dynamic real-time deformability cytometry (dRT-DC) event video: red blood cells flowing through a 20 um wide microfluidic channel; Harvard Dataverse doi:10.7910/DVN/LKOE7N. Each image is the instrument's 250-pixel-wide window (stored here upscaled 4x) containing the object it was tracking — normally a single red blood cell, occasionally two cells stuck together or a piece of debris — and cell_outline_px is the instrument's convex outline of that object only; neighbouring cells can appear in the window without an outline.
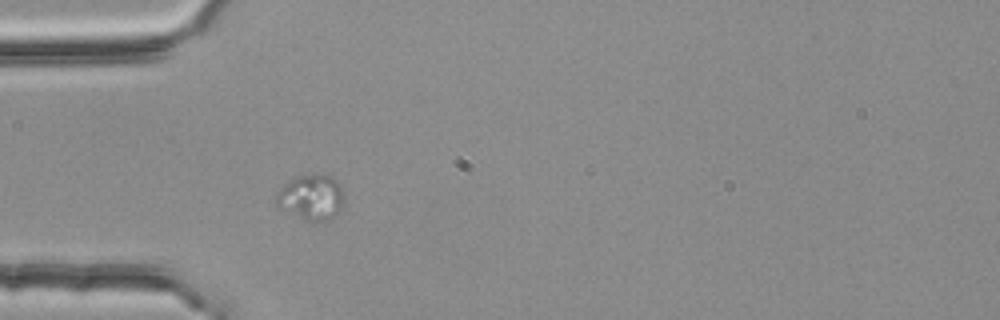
{"species": "common noctule bat (a hibernating species)", "species_latin": "Nyctalus noctula", "temperature_condition": "room temperature", "stored_images_in_passage": 3, "camera_frame_rate_fps": 3000, "um_per_image_px": 0.085, "animal": {"sex": "female", "body_mass_g": 25.1}, "frame": {"image": 1, "passage_image": 3, "time_ms": 0.667, "image_size_px": [1000, 320], "cell_outline_px": [[344, 208], [328, 220], [312, 224], [276, 208], [276, 196], [280, 188], [284, 184], [300, 176], [332, 176], [340, 184], [344, 192]], "centroid_in_image_um": [26.47, 16.85], "position_along_channel_um": 58.5, "area_um2": 18.32}}